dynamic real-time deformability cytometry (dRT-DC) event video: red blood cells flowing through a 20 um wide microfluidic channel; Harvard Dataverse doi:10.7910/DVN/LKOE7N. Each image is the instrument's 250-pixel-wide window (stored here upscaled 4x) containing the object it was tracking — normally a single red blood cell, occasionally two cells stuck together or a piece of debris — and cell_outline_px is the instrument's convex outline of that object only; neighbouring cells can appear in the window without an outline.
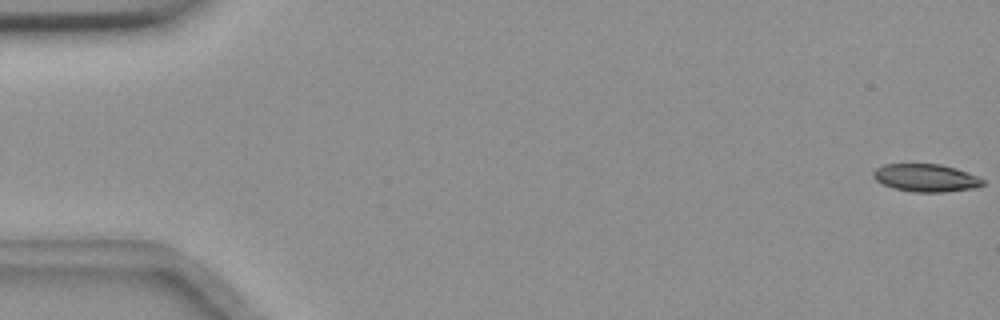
{"species": "common noctule bat (a hibernating species)", "species_latin": "Nyctalus noctula", "temperature_condition": "room temperature", "stored_images_in_passage": 56, "camera_frame_rate_fps": 3000, "um_per_image_px": 0.085, "animal": {"sex": "female", "body_mass_g": 18.4}, "frame": {"image": 1, "passage_image": 1, "time_ms": 0.0, "image_size_px": [1000, 320], "cell_outline_px": [[984, 184], [976, 188], [944, 192], [912, 192], [892, 188], [876, 180], [872, 176], [872, 172], [876, 168], [884, 164], [940, 164], [956, 168], [976, 176], [984, 180]], "centroid_in_image_um": [78.68, 15.12], "position_along_channel_um": 6.3, "area_um2": 17.74}}
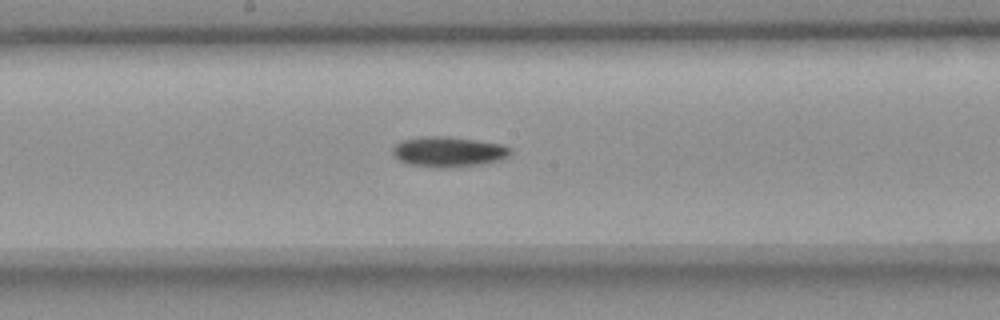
{"frame": {"image": 2, "passage_image": 30, "time_ms": 9.667, "image_size_px": [1000, 320], "cell_outline_px": [[512, 156], [500, 160], [484, 164], [448, 168], [440, 168], [408, 164], [400, 160], [392, 152], [392, 148], [400, 140], [420, 136], [448, 136], [504, 144], [512, 148]], "centroid_in_image_um": [38.17, 12.89], "position_along_channel_um": 210.0, "area_um2": 21.21}}
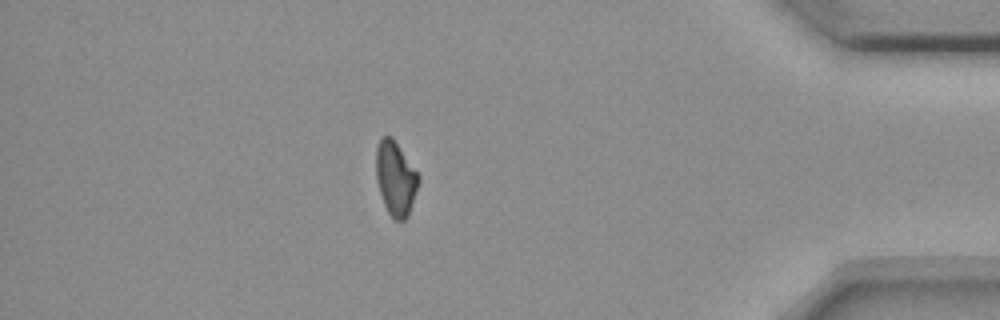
{"frame": {"image": 3, "passage_image": 49, "time_ms": 16.0, "image_size_px": [1000, 320], "cell_outline_px": [[420, 180], [408, 216], [404, 220], [392, 220], [384, 204], [376, 180], [376, 148], [380, 140], [384, 136], [392, 136], [420, 176]], "centroid_in_image_um": [33.62, 15.17], "position_along_channel_um": 401.6, "area_um2": 18.32}, "authors_computed_cell_mechanics": {"area_um2": 19.1607, "velocity_mm_per_s": 3.6686, "shape_relaxation_time_tau1_ms": 5.7541, "shape_relaxation_time_tau2_ms": null, "deformation_change_tau1": 0.137, "deformation_change_tau2": null}}